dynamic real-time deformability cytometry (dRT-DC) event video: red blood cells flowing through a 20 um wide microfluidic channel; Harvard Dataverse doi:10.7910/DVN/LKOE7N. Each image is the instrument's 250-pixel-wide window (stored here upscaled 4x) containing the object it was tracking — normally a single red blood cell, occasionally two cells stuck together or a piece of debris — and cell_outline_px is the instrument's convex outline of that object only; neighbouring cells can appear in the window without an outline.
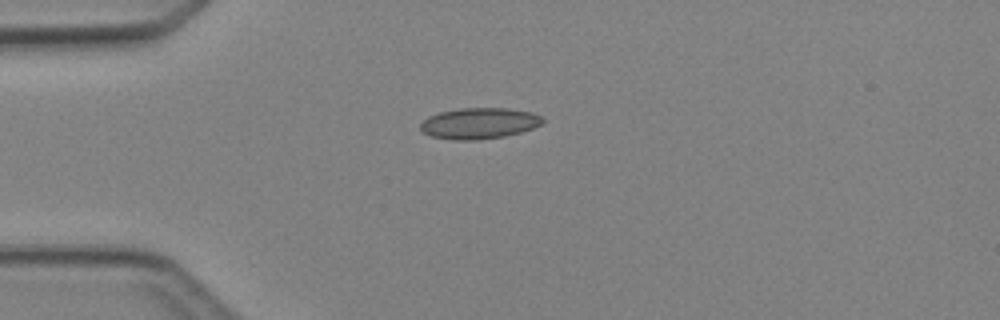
{"species": "Egyptian fruit bat (a non-hibernating species)", "species_latin": "Rousettus aegyptiacus", "temperature_condition": "cold", "stored_images_in_passage": 4, "camera_frame_rate_fps": 3000, "um_per_image_px": 0.085, "animal": {"sex": "female"}, "frame": {"image": 1, "passage_image": 3, "time_ms": 3.333, "image_size_px": [1000, 320], "cell_outline_px": [[544, 120], [540, 124], [532, 128], [520, 132], [504, 136], [476, 140], [452, 140], [432, 136], [424, 132], [420, 128], [420, 124], [428, 116], [440, 112], [460, 108], [508, 108], [532, 112], [540, 116]], "centroid_in_image_um": [40.71, 10.48], "position_along_channel_um": 44.3, "area_um2": 21.96}}